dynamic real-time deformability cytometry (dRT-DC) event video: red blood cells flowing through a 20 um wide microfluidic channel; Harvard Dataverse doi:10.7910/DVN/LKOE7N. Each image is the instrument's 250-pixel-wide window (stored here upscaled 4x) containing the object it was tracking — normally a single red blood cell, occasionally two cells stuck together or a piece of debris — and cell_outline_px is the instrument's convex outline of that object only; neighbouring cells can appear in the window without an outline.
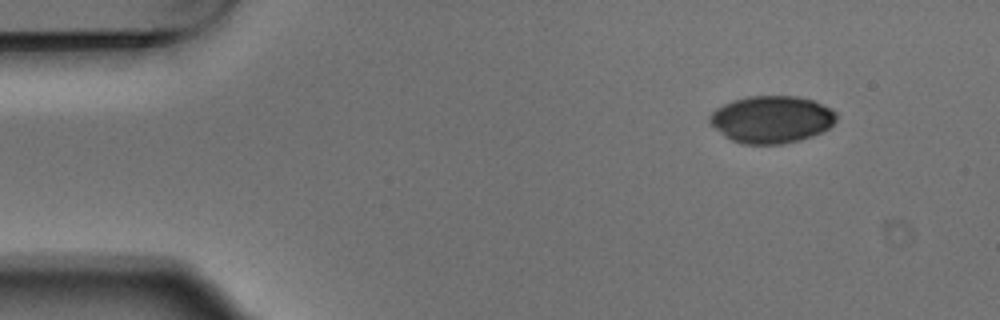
{"species": "Egyptian fruit bat (a non-hibernating species)", "species_latin": "Rousettus aegyptiacus", "temperature_condition": "warm", "stored_images_in_passage": 3, "camera_frame_rate_fps": 3000, "um_per_image_px": 0.085, "animal": {"sex": "male"}, "frame": {"image": 1, "passage_image": 1, "time_ms": 0.0, "image_size_px": [1000, 320], "cell_outline_px": [[836, 120], [824, 132], [800, 140], [780, 144], [744, 144], [732, 140], [724, 136], [708, 120], [708, 116], [716, 108], [732, 100], [748, 96], [796, 96], [812, 100], [832, 108], [836, 112]], "centroid_in_image_um": [65.59, 10.14], "position_along_channel_um": 19.4, "area_um2": 34.91}}
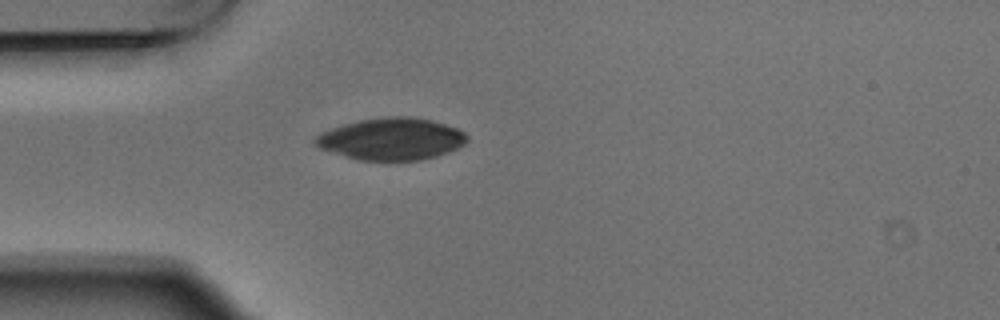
{"frame": {"image": 2, "passage_image": 3, "time_ms": 0.667, "image_size_px": [1000, 320], "cell_outline_px": [[468, 140], [464, 144], [448, 152], [436, 156], [420, 160], [356, 160], [320, 148], [312, 144], [312, 140], [316, 136], [332, 128], [344, 124], [360, 120], [384, 116], [412, 116], [432, 120], [456, 128], [464, 132], [468, 136]], "centroid_in_image_um": [33.26, 11.81], "position_along_channel_um": 51.7, "area_um2": 37.17}}